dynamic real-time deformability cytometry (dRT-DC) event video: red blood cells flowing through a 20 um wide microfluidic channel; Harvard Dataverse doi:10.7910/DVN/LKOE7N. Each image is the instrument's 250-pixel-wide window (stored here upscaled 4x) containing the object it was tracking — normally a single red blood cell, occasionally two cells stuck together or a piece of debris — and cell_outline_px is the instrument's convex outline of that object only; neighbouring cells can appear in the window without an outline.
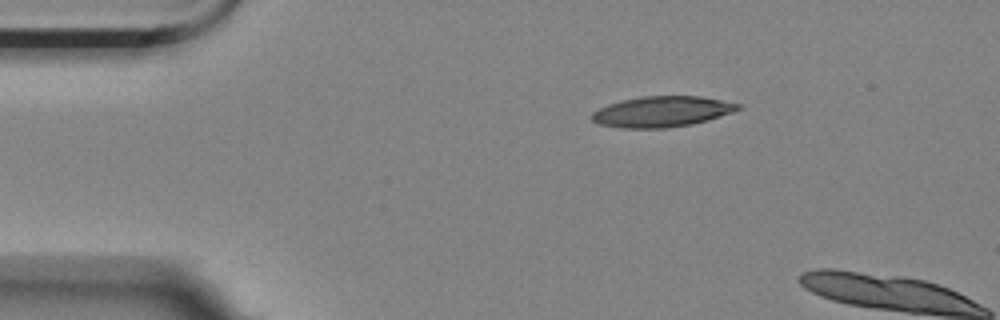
{"species": "Egyptian fruit bat (a non-hibernating species)", "species_latin": "Rousettus aegyptiacus", "temperature_condition": "room temperature", "stored_images_in_passage": 4, "camera_frame_rate_fps": 3000, "um_per_image_px": 0.085, "animal": {"sex": "female"}, "frame": {"image": 1, "passage_image": 1, "time_ms": 0.0, "image_size_px": [1000, 320], "cell_outline_px": [[744, 108], [708, 120], [692, 124], [664, 128], [624, 128], [600, 124], [592, 120], [592, 112], [608, 104], [620, 100], [640, 96], [700, 96], [744, 104]], "centroid_in_image_um": [56.31, 9.47], "position_along_channel_um": 28.7, "area_um2": 26.24}}